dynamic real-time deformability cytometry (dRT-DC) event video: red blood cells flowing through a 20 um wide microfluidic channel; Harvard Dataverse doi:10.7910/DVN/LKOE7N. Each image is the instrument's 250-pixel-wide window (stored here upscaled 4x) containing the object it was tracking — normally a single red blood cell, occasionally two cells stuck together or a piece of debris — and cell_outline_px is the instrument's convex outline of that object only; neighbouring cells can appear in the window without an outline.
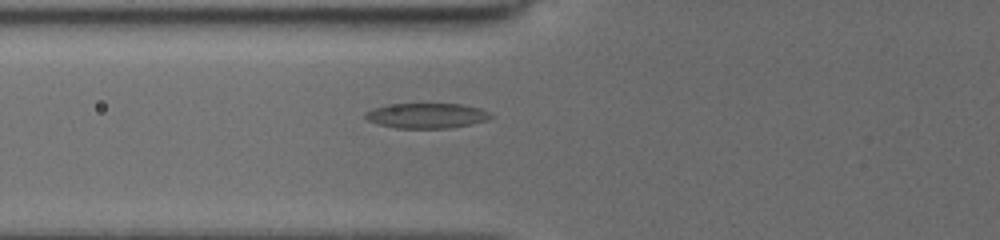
{"species": "common noctule bat (a hibernating species)", "species_latin": "Nyctalus noctula", "temperature_condition": "cold", "stored_images_in_passage": 32, "segment_of_instrument_passage": [1, 2], "camera_frame_rate_fps": 3000, "um_per_image_px": 0.085, "animal": {"sex": "female", "body_mass_g": 19.5, "forearm_length_mm": 54.1}, "frame": {"image": 1, "passage_image": 4, "time_ms": 1.0, "image_size_px": [1000, 240], "cell_outline_px": [[492, 116], [488, 120], [448, 128], [396, 128], [380, 124], [368, 120], [364, 116], [364, 112], [372, 108], [388, 104], [460, 104], [480, 108], [488, 112]], "centroid_in_image_um": [36.22, 9.82], "position_along_channel_um": 89.6, "area_um2": 18.21}}
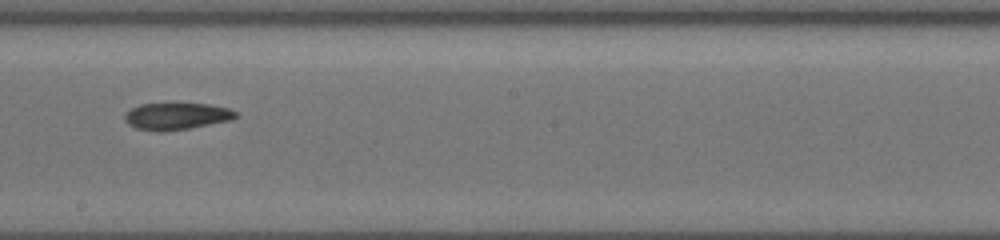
{"frame": {"image": 2, "passage_image": 14, "time_ms": 4.667, "image_size_px": [1000, 240], "cell_outline_px": [[236, 116], [232, 120], [188, 128], [160, 132], [136, 128], [128, 124], [124, 120], [124, 116], [132, 108], [140, 104], [208, 104], [228, 108], [236, 112]], "centroid_in_image_um": [14.99, 9.88], "position_along_channel_um": 233.2, "area_um2": 17.11}}
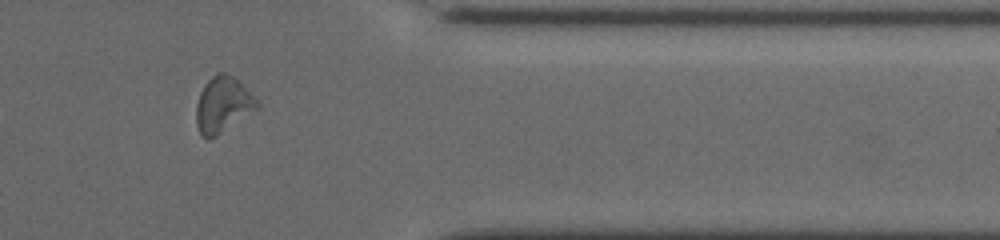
{"frame": {"image": 3, "passage_image": 26, "time_ms": 9.0, "image_size_px": [1000, 240], "cell_outline_px": [[260, 108], [216, 136], [208, 140], [200, 132], [196, 124], [196, 104], [200, 92], [204, 84], [212, 76], [220, 72], [224, 72], [232, 76], [260, 104]], "centroid_in_image_um": [18.92, 8.92], "position_along_channel_um": 392.5, "area_um2": 19.48}}